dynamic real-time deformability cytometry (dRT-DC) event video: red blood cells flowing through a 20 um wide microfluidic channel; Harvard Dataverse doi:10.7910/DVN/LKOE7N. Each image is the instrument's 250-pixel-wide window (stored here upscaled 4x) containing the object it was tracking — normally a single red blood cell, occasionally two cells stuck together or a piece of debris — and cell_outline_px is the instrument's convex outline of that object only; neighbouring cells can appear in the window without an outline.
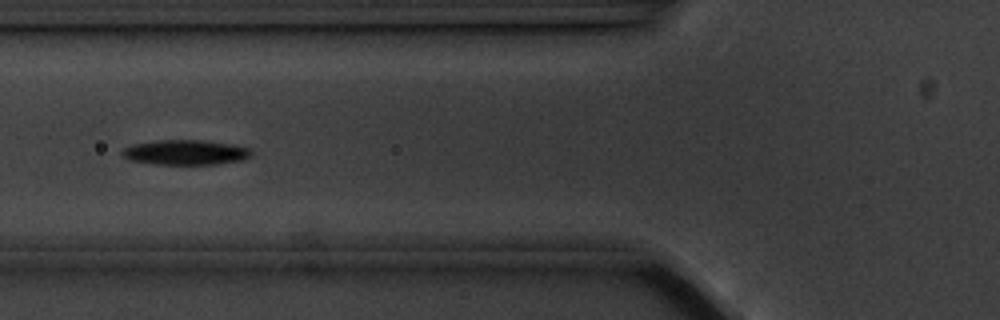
{"species": "common noctule bat (a hibernating species)", "species_latin": "Nyctalus noctula", "temperature_condition": "cold", "stored_images_in_passage": 42, "camera_frame_rate_fps": 3000, "um_per_image_px": 0.085, "animal": {"sex": "male", "body_mass_g": 20.1, "forearm_length_mm": 53.5}, "frame": {"image": 1, "passage_image": 7, "time_ms": 2.0, "image_size_px": [1000, 320], "cell_outline_px": [[252, 156], [244, 160], [216, 164], [156, 164], [128, 160], [120, 156], [120, 152], [124, 148], [132, 144], [156, 140], [200, 140], [232, 144], [248, 148], [252, 152]], "centroid_in_image_um": [15.73, 12.95], "position_along_channel_um": 110.1, "area_um2": 18.96}}
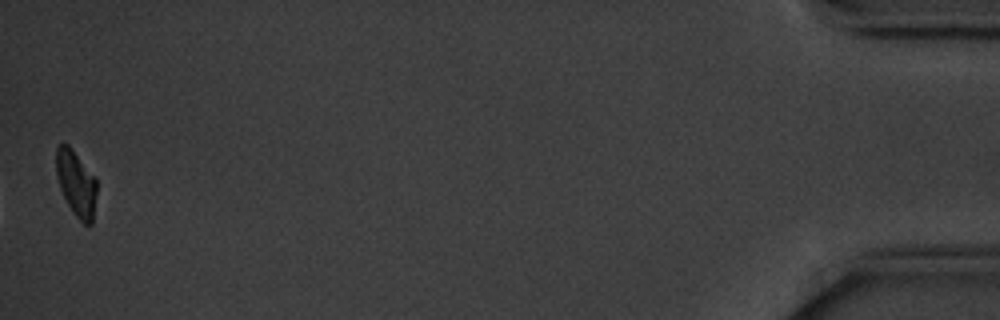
{"frame": {"image": 2, "passage_image": 42, "time_ms": 13.667, "image_size_px": [1000, 320], "cell_outline_px": [[96, 192], [92, 224], [84, 224], [76, 216], [68, 204], [60, 188], [56, 176], [56, 148], [60, 144], [68, 144], [72, 148], [96, 176]], "centroid_in_image_um": [6.48, 15.55], "position_along_channel_um": 428.7, "area_um2": 15.55}, "authors_computed_cell_mechanics": {"area_um2": 18.1492, "velocity_mm_per_s": 3.5233, "shape_relaxation_time_tau1_ms": 2.3774, "shape_relaxation_time_tau2_ms": null, "deformation_change_tau1": 0.1186, "deformation_change_tau2": null}}